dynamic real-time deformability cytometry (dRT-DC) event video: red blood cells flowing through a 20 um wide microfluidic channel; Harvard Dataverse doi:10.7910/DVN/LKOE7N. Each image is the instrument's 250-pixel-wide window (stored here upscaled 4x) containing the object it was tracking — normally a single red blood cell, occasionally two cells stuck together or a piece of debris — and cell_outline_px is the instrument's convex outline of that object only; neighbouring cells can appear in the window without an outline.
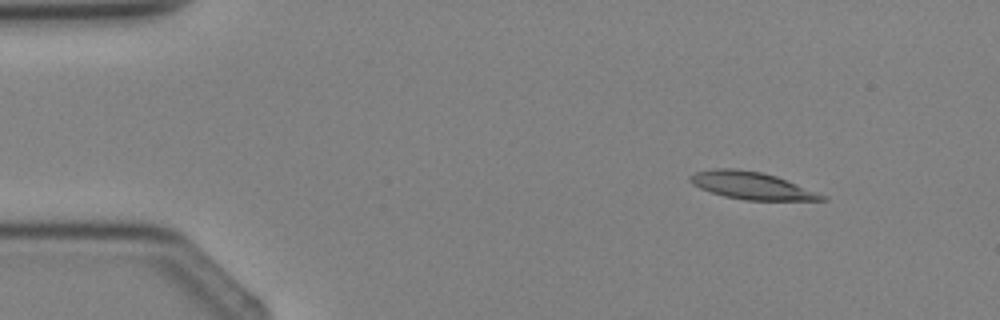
{"species": "Egyptian fruit bat (a non-hibernating species)", "species_latin": "Rousettus aegyptiacus", "temperature_condition": "cold", "stored_images_in_passage": 3, "camera_frame_rate_fps": 3000, "um_per_image_px": 0.085, "animal": {"sex": "female"}, "frame": {"image": 1, "passage_image": 1, "time_ms": 0.0, "image_size_px": [1000, 320], "cell_outline_px": [[828, 200], [744, 200], [724, 196], [700, 188], [692, 184], [688, 180], [688, 176], [696, 172], [712, 168], [732, 168], [760, 172], [776, 176], [828, 196]], "centroid_in_image_um": [63.87, 15.77], "position_along_channel_um": 21.1, "area_um2": 20.92}}